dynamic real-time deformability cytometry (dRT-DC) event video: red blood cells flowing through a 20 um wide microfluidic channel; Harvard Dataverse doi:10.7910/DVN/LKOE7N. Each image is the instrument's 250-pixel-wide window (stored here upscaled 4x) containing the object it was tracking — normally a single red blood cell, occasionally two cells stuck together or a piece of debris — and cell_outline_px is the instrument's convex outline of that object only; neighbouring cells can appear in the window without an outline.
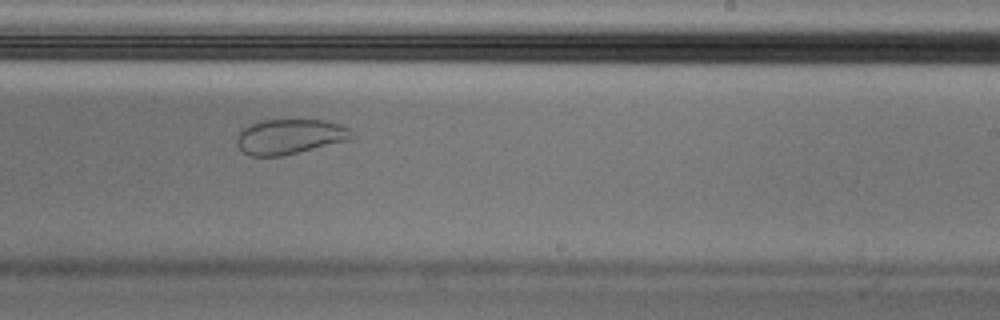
{"species": "Egyptian fruit bat (a non-hibernating species)", "species_latin": "Rousettus aegyptiacus", "temperature_condition": "cold", "stored_images_in_passage": 38, "camera_frame_rate_fps": 3000, "um_per_image_px": 0.085, "animal": {"sex": "male"}, "frame": {"image": 1, "passage_image": 17, "time_ms": 5.333, "image_size_px": [1000, 320], "cell_outline_px": [[356, 136], [352, 140], [284, 156], [248, 156], [236, 144], [236, 136], [248, 124], [260, 120], [324, 120], [340, 124], [348, 128]], "centroid_in_image_um": [24.66, 11.62], "position_along_channel_um": 264.3, "area_um2": 23.93}}